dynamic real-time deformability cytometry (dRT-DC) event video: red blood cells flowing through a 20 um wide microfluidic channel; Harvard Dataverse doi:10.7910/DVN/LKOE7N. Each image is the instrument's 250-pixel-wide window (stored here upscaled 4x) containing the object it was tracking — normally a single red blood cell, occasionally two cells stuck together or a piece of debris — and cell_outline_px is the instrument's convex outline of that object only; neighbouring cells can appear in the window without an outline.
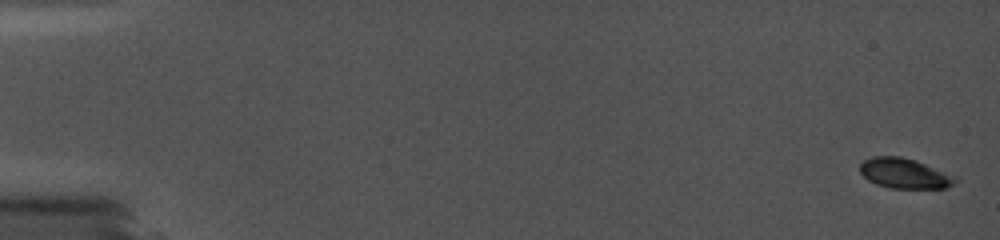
{"species": "common noctule bat (a hibernating species)", "species_latin": "Nyctalus noctula", "temperature_condition": "cold", "stored_images_in_passage": 8, "camera_frame_rate_fps": 5000, "um_per_image_px": 0.085, "animal": {"sex": "female", "body_mass_g": 19.0, "forearm_length_mm": 56.7}, "frame": {"image": 1, "passage_image": 1, "time_ms": 0.0, "image_size_px": [1000, 240], "cell_outline_px": [[960, 180], [944, 188], [892, 188], [876, 184], [868, 180], [860, 172], [860, 164], [864, 160], [872, 156], [900, 156], [916, 160], [956, 176]], "centroid_in_image_um": [76.89, 14.73], "position_along_channel_um": 8.1, "area_um2": 16.76}}
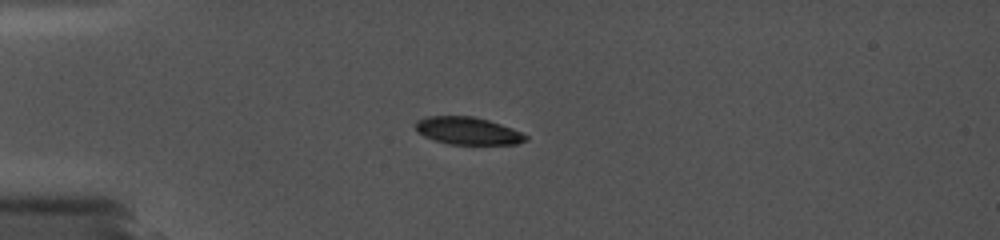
{"frame": {"image": 2, "passage_image": 6, "time_ms": 4.8, "image_size_px": [1000, 240], "cell_outline_px": [[528, 140], [516, 144], [448, 144], [424, 136], [416, 128], [416, 120], [424, 116], [472, 116], [488, 120], [512, 128], [528, 136]], "centroid_in_image_um": [39.77, 11.11], "position_along_channel_um": 45.2, "area_um2": 17.51}}